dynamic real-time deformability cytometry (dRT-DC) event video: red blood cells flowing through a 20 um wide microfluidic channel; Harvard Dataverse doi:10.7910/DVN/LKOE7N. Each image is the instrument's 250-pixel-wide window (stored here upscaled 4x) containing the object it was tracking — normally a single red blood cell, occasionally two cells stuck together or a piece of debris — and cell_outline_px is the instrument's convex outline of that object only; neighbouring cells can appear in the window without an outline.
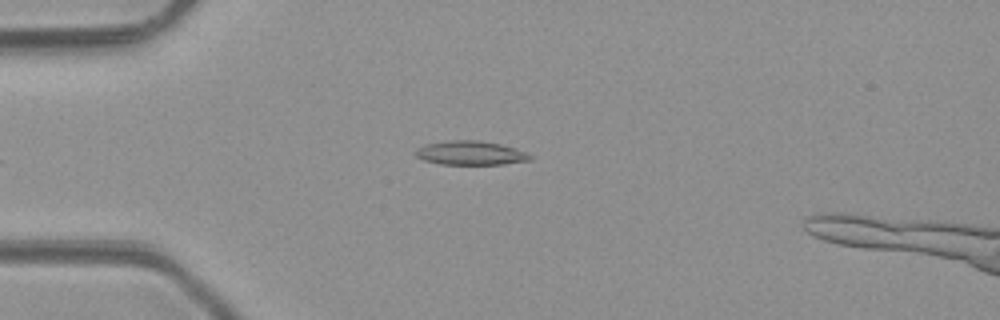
{"species": "common noctule bat (a hibernating species)", "species_latin": "Nyctalus noctula", "temperature_condition": "room temperature", "stored_images_in_passage": 4, "camera_frame_rate_fps": 3000, "um_per_image_px": 0.085, "animal": {"sex": "male", "body_mass_g": 23.1, "forearm_length_mm": 52.7}, "frame": {"image": 1, "passage_image": 4, "time_ms": 4.333, "image_size_px": [1000, 320], "cell_outline_px": [[536, 156], [532, 160], [504, 164], [440, 164], [424, 160], [416, 156], [416, 148], [424, 144], [448, 140], [480, 140], [500, 144]], "centroid_in_image_um": [40.0, 13.0], "position_along_channel_um": 45.0, "area_um2": 16.07}}